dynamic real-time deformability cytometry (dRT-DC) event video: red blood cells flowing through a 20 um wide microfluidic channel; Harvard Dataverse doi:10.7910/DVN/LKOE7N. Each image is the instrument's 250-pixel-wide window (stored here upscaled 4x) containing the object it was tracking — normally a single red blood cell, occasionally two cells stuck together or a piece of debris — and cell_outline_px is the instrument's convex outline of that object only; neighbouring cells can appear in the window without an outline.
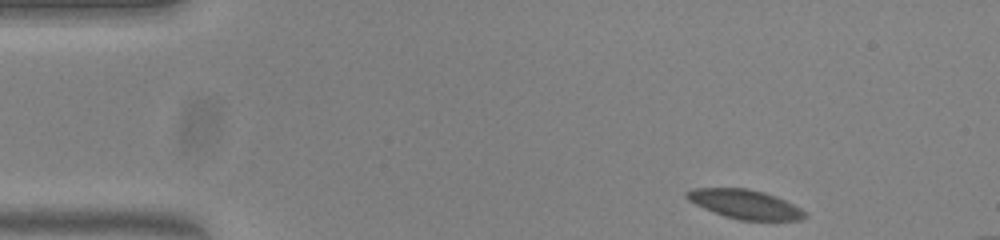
{"species": "common noctule bat (a hibernating species)", "species_latin": "Nyctalus noctula", "temperature_condition": "warm", "stored_images_in_passage": 52, "camera_frame_rate_fps": 3000, "um_per_image_px": 0.085, "animal": {"sex": "female", "body_mass_g": 23.0, "forearm_length_mm": 53.4}, "frame": {"image": 1, "passage_image": 1, "time_ms": 0.0, "image_size_px": [1000, 240], "cell_outline_px": [[808, 216], [800, 220], [740, 220], [724, 216], [704, 208], [688, 200], [684, 196], [684, 192], [692, 188], [744, 188], [764, 192], [776, 196], [808, 212]], "centroid_in_image_um": [63.32, 17.36], "position_along_channel_um": 21.7, "area_um2": 20.06}}
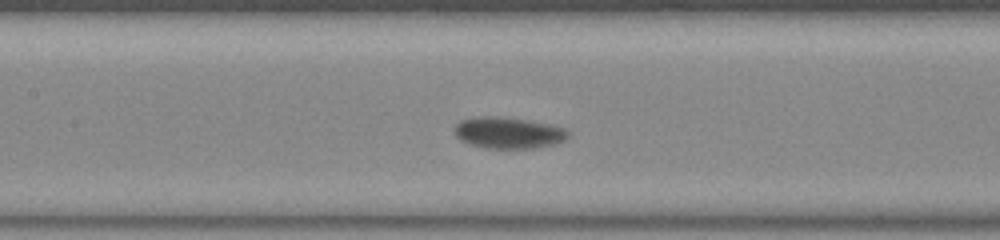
{"frame": {"image": 2, "passage_image": 20, "time_ms": 6.333, "image_size_px": [1000, 240], "cell_outline_px": [[568, 136], [564, 140], [552, 144], [532, 148], [488, 148], [472, 144], [460, 140], [456, 136], [456, 124], [460, 120], [480, 116], [500, 116], [548, 124], [564, 128], [568, 132]], "centroid_in_image_um": [43.18, 11.28], "position_along_channel_um": 164.2, "area_um2": 20.35}}
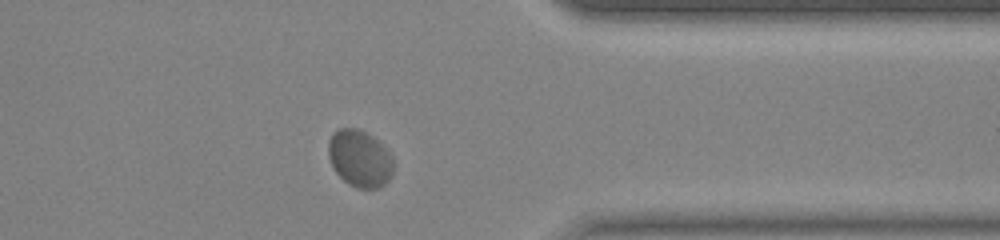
{"frame": {"image": 3, "passage_image": 39, "time_ms": 12.667, "image_size_px": [1000, 240], "cell_outline_px": [[392, 176], [380, 188], [356, 188], [348, 184], [336, 172], [328, 156], [328, 140], [332, 132], [340, 128], [356, 128], [372, 136], [392, 156]], "centroid_in_image_um": [30.55, 13.48], "position_along_channel_um": 380.8, "area_um2": 21.44}, "authors_computed_cell_mechanics": {"area_um2": 20.4034, "velocity_mm_per_s": 3.5992, "shape_relaxation_time_tau1_ms": 1.1983, "shape_relaxation_time_tau2_ms": null, "deformation_change_tau1": 0.0847, "deformation_change_tau2": null}}